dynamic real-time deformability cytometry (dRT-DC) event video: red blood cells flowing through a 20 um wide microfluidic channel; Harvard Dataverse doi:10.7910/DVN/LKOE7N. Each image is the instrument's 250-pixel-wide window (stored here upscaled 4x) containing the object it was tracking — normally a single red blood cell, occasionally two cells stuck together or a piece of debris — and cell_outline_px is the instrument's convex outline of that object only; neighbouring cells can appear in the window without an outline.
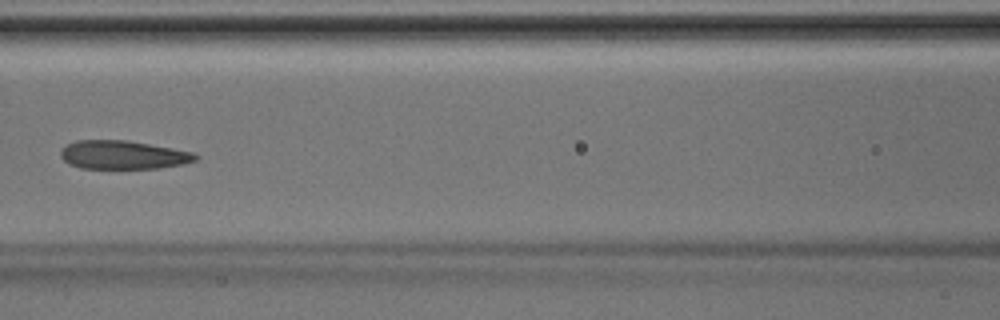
{"species": "Egyptian fruit bat (a non-hibernating species)", "species_latin": "Rousettus aegyptiacus", "temperature_condition": "room temperature", "stored_images_in_passage": 43, "camera_frame_rate_fps": 3000, "um_per_image_px": 0.085, "animal": {"sex": "male"}, "frame": {"image": 1, "passage_image": 19, "time_ms": 6.0, "image_size_px": [1000, 320], "cell_outline_px": [[200, 156], [196, 160], [180, 164], [160, 168], [80, 168], [68, 164], [60, 156], [60, 152], [68, 144], [76, 140], [128, 140], [172, 148], [192, 152]], "centroid_in_image_um": [10.44, 13.16], "position_along_channel_um": 156.2, "area_um2": 22.31}}